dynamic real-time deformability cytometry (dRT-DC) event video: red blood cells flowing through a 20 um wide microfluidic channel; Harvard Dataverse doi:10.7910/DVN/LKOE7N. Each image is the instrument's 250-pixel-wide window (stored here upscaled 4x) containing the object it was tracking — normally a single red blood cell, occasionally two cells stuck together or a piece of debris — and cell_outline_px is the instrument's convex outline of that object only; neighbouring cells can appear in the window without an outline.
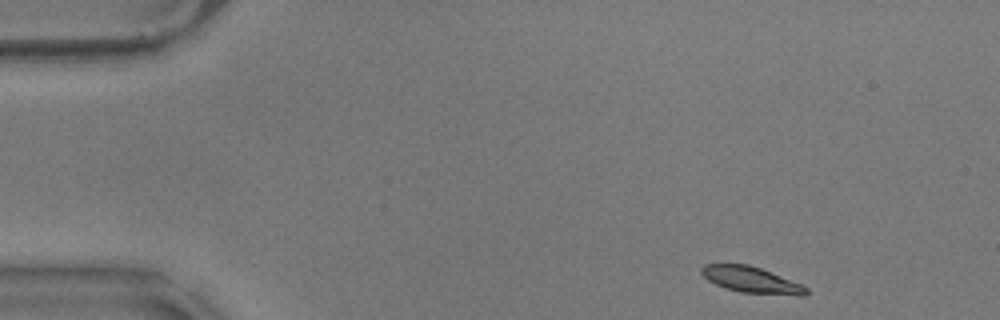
{"species": "common noctule bat (a hibernating species)", "species_latin": "Nyctalus noctula", "temperature_condition": "warm", "stored_images_in_passage": 52, "camera_frame_rate_fps": 3000, "um_per_image_px": 0.085, "animal": {"sex": "male", "body_mass_g": 17.9}, "frame": {"image": 1, "passage_image": 1, "time_ms": 0.0, "image_size_px": [1000, 320], "cell_outline_px": [[808, 292], [804, 296], [796, 296], [740, 292], [724, 288], [708, 280], [700, 272], [700, 268], [704, 264], [748, 264], [760, 268], [800, 284], [808, 288]], "centroid_in_image_um": [63.85, 23.8], "position_along_channel_um": 21.2, "area_um2": 15.9}}
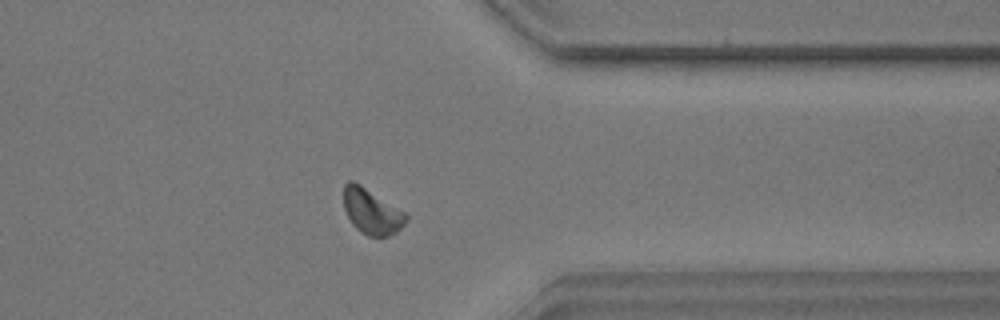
{"frame": {"image": 2, "passage_image": 40, "time_ms": 13.0, "image_size_px": [1000, 320], "cell_outline_px": [[408, 220], [396, 232], [388, 236], [368, 236], [360, 232], [352, 224], [344, 208], [344, 184], [348, 180], [352, 180], [360, 184], [404, 212], [408, 216]], "centroid_in_image_um": [31.57, 17.98], "position_along_channel_um": 379.8, "area_um2": 16.3}}
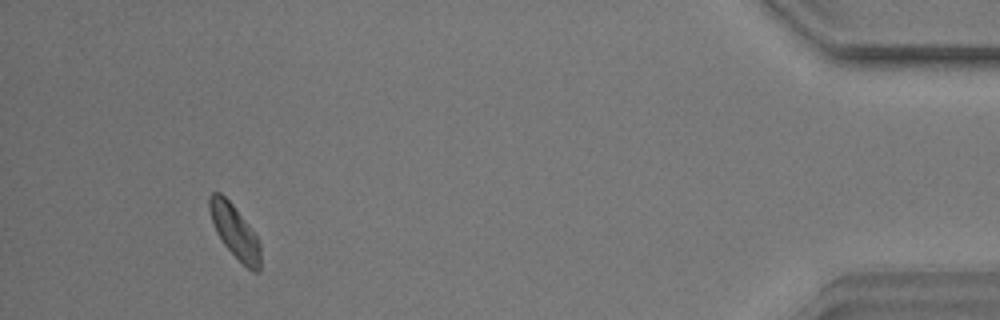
{"frame": {"image": 3, "passage_image": 48, "time_ms": 15.667, "image_size_px": [1000, 320], "cell_outline_px": [[260, 272], [252, 272], [224, 244], [216, 232], [208, 208], [208, 196], [212, 192], [220, 192], [232, 204], [256, 236], [260, 244]], "centroid_in_image_um": [19.94, 19.66], "position_along_channel_um": 415.3, "area_um2": 15.43}, "authors_computed_cell_mechanics": {"area_um2": 16.3863, "velocity_mm_per_s": 3.4879, "shape_relaxation_time_tau1_ms": 3.1726, "shape_relaxation_time_tau2_ms": null, "deformation_change_tau1": 0.1136, "deformation_change_tau2": null}}